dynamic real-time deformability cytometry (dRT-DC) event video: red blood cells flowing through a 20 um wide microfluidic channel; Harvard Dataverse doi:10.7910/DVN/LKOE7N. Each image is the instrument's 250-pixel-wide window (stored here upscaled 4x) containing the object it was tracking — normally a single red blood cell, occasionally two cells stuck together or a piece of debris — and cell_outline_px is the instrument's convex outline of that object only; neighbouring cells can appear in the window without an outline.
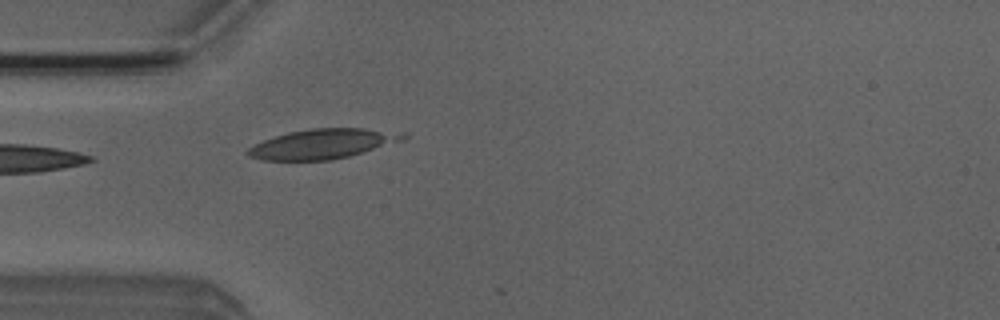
{"species": "Egyptian fruit bat (a non-hibernating species)", "species_latin": "Rousettus aegyptiacus", "temperature_condition": "room temperature", "stored_images_in_passage": 1, "camera_frame_rate_fps": 3000, "um_per_image_px": 0.085, "animal": {"sex": "male"}, "frame": {"image": 1, "passage_image": 1, "time_ms": 0.0, "image_size_px": [1000, 320], "cell_outline_px": [[408, 136], [404, 140], [348, 156], [332, 160], [264, 160], [248, 156], [244, 152], [248, 148], [264, 140], [288, 132], [312, 128], [364, 128], [404, 132]], "centroid_in_image_um": [27.44, 12.22], "position_along_channel_um": 57.6, "area_um2": 26.82}}